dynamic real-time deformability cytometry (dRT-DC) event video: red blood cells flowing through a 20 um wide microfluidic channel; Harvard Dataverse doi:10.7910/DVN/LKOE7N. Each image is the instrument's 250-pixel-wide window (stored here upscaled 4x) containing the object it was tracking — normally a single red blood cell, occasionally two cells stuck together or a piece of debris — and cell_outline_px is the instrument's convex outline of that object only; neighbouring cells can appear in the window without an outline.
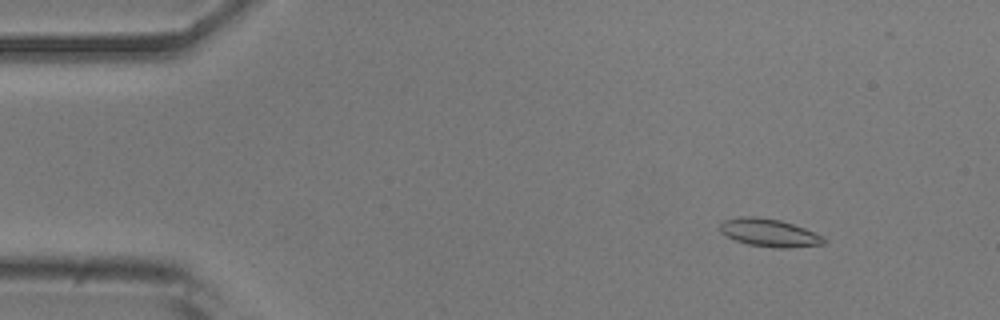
{"species": "common noctule bat (a hibernating species)", "species_latin": "Nyctalus noctula", "temperature_condition": "room temperature", "stored_images_in_passage": 9, "camera_frame_rate_fps": 3000, "um_per_image_px": 0.085, "animal": {"sex": "male", "body_mass_g": 20.5, "forearm_length_mm": 52.5}, "frame": {"image": 1, "passage_image": 6, "time_ms": 1.667, "image_size_px": [1000, 320], "cell_outline_px": [[828, 240], [824, 244], [788, 248], [772, 248], [748, 244], [736, 240], [720, 232], [720, 224], [724, 220], [744, 216], [752, 216], [780, 220], [804, 228], [824, 236]], "centroid_in_image_um": [65.42, 19.79], "position_along_channel_um": 19.6, "area_um2": 16.82}}